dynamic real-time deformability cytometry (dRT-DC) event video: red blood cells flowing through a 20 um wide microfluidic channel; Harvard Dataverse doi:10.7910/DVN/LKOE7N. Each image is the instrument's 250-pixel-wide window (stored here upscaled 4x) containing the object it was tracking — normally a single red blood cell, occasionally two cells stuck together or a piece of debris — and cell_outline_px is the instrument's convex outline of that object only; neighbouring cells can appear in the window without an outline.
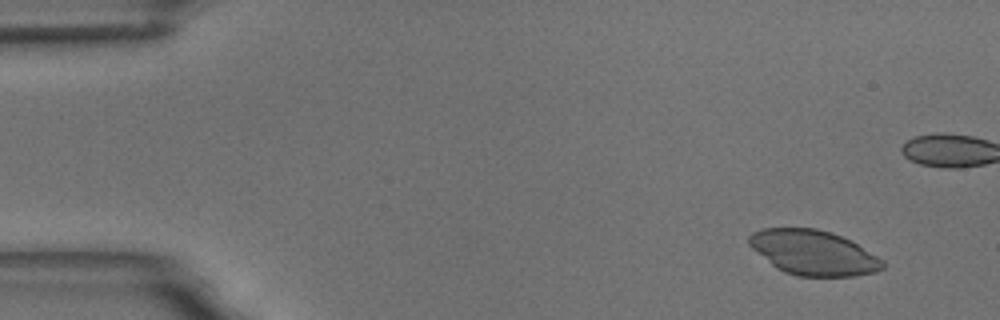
{"species": "common noctule bat (a hibernating species)", "species_latin": "Nyctalus noctula", "temperature_condition": "room temperature", "stored_images_in_passage": 6, "camera_frame_rate_fps": 3000, "um_per_image_px": 0.085, "animal": {"sex": "male", "body_mass_g": 18.8}, "frame": {"image": 1, "passage_image": 2, "time_ms": 1.0, "image_size_px": [1000, 320], "cell_outline_px": [[884, 268], [876, 272], [856, 276], [796, 276], [784, 272], [776, 268], [752, 248], [748, 244], [748, 236], [752, 232], [760, 228], [816, 228], [832, 232], [852, 240], [884, 260]], "centroid_in_image_um": [69.15, 21.47], "position_along_channel_um": 15.8, "area_um2": 35.26}}
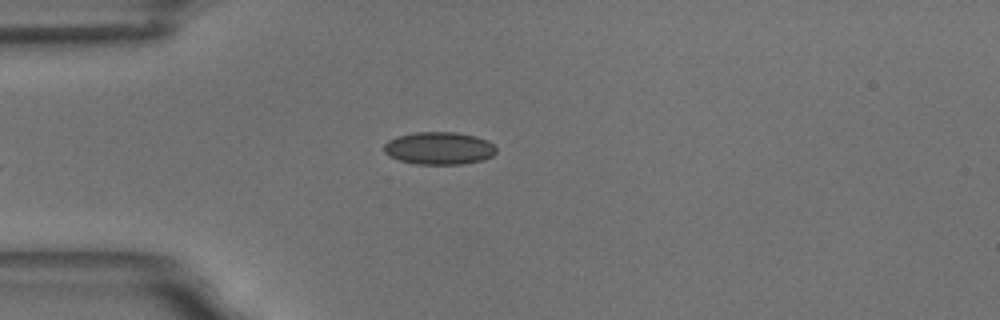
{"frame": {"image": 2, "passage_image": 6, "time_ms": 6.333, "image_size_px": [1000, 320], "cell_outline_px": [[496, 152], [492, 156], [480, 160], [464, 164], [416, 164], [400, 160], [388, 156], [384, 152], [384, 144], [388, 140], [396, 136], [416, 132], [456, 132], [476, 136], [488, 140], [496, 148]], "centroid_in_image_um": [37.31, 12.59], "position_along_channel_um": 47.7, "area_um2": 21.39}}